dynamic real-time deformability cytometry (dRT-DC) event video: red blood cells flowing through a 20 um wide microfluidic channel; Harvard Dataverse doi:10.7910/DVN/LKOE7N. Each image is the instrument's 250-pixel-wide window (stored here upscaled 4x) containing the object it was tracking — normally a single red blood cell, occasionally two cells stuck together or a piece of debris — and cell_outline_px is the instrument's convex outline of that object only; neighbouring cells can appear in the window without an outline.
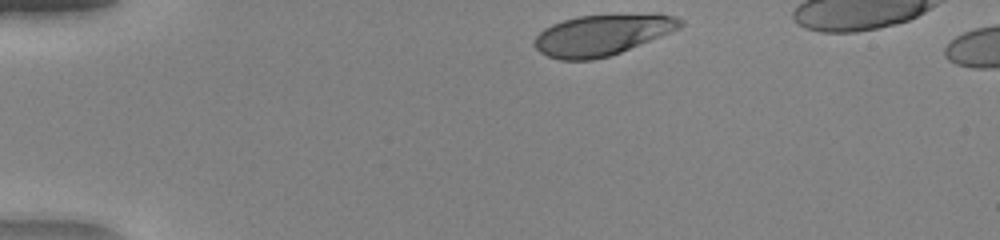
{"species": "human", "species_latin": "Homo sapiens", "temperature_condition": "warm", "stored_images_in_passage": 35, "camera_frame_rate_fps": 3000, "um_per_image_px": 0.085, "donor": {"sex": "female"}, "frame": {"image": 1, "passage_image": 1, "time_ms": 0.0, "image_size_px": [1000, 240], "cell_outline_px": [[684, 24], [680, 28], [672, 32], [620, 52], [608, 56], [592, 60], [560, 60], [548, 56], [540, 52], [532, 44], [532, 40], [544, 28], [552, 24], [564, 20], [580, 16], [656, 12], [660, 12], [676, 16], [684, 20]], "centroid_in_image_um": [51.24, 2.94], "position_along_channel_um": 33.8, "area_um2": 35.32}}
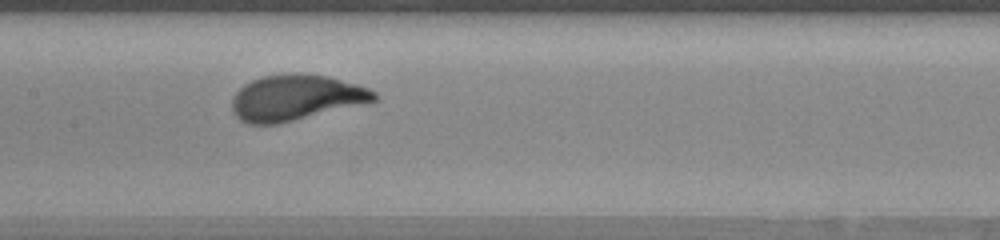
{"frame": {"image": 2, "passage_image": 17, "time_ms": 5.333, "image_size_px": [1000, 240], "cell_outline_px": [[376, 100], [276, 124], [248, 124], [240, 120], [232, 112], [232, 100], [236, 92], [244, 84], [252, 80], [264, 76], [284, 72], [304, 72], [328, 76], [356, 84], [368, 88], [376, 92]], "centroid_in_image_um": [25.08, 8.27], "position_along_channel_um": 182.3, "area_um2": 37.63}}
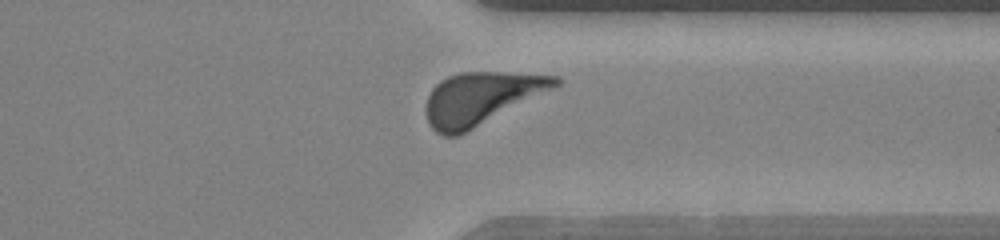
{"frame": {"image": 3, "passage_image": 31, "time_ms": 10.0, "image_size_px": [1000, 240], "cell_outline_px": [[560, 84], [460, 136], [444, 136], [436, 132], [428, 124], [424, 108], [428, 96], [432, 88], [440, 80], [448, 76], [460, 72], [504, 72], [560, 76]], "centroid_in_image_um": [40.82, 8.37], "position_along_channel_um": 370.6, "area_um2": 39.48}, "authors_computed_cell_mechanics": {"area_um2": 37.3388, "velocity_mm_per_s": 4.0327, "shape_relaxation_time_tau1_ms": 2.5608, "shape_relaxation_time_tau2_ms": null, "deformation_change_tau1": 0.1934, "deformation_change_tau2": null}}